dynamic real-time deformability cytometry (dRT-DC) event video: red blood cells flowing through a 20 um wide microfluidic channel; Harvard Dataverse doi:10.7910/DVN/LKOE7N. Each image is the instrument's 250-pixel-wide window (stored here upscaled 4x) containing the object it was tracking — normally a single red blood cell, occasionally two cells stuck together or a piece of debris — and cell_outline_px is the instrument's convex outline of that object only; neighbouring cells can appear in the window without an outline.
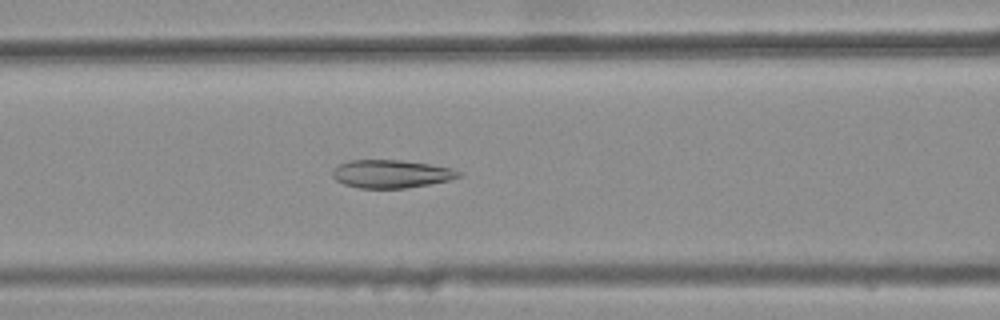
{"species": "common noctule bat (a hibernating species)", "species_latin": "Nyctalus noctula", "temperature_condition": "warm", "stored_images_in_passage": 44, "camera_frame_rate_fps": 3000, "um_per_image_px": 0.085, "animal": {"sex": "female", "body_mass_g": 25.1}, "frame": {"image": 1, "passage_image": 20, "time_ms": 6.333, "image_size_px": [1000, 320], "cell_outline_px": [[464, 176], [448, 180], [408, 188], [360, 188], [344, 184], [336, 180], [332, 176], [332, 172], [340, 164], [352, 160], [400, 160], [428, 164], [448, 168], [460, 172]], "centroid_in_image_um": [33.24, 14.79], "position_along_channel_um": 133.4, "area_um2": 20.35}}
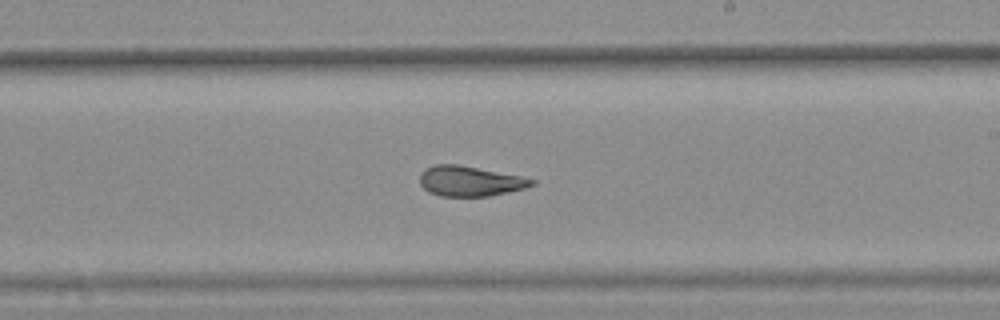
{"frame": {"image": 2, "passage_image": 29, "time_ms": 9.333, "image_size_px": [1000, 320], "cell_outline_px": [[536, 184], [524, 188], [488, 196], [440, 196], [428, 192], [420, 184], [420, 172], [432, 164], [460, 164], [520, 176], [536, 180]], "centroid_in_image_um": [39.91, 15.38], "position_along_channel_um": 249.1, "area_um2": 19.71}}
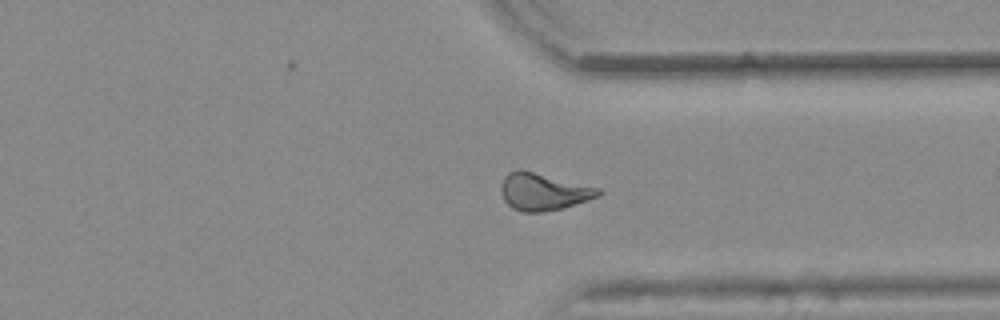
{"frame": {"image": 3, "passage_image": 38, "time_ms": 12.333, "image_size_px": [1000, 320], "cell_outline_px": [[604, 192], [588, 200], [560, 208], [540, 212], [520, 212], [512, 208], [504, 200], [500, 188], [504, 176], [508, 172], [520, 168], [600, 188]], "centroid_in_image_um": [46.15, 16.28], "position_along_channel_um": 365.3, "area_um2": 21.04}, "authors_computed_cell_mechanics": {"area_um2": 21.0103, "velocity_mm_per_s": 3.8663, "shape_relaxation_time_tau1_ms": null, "shape_relaxation_time_tau2_ms": 1.4832, "deformation_change_tau1": null, "deformation_change_tau2": 0.0756}}